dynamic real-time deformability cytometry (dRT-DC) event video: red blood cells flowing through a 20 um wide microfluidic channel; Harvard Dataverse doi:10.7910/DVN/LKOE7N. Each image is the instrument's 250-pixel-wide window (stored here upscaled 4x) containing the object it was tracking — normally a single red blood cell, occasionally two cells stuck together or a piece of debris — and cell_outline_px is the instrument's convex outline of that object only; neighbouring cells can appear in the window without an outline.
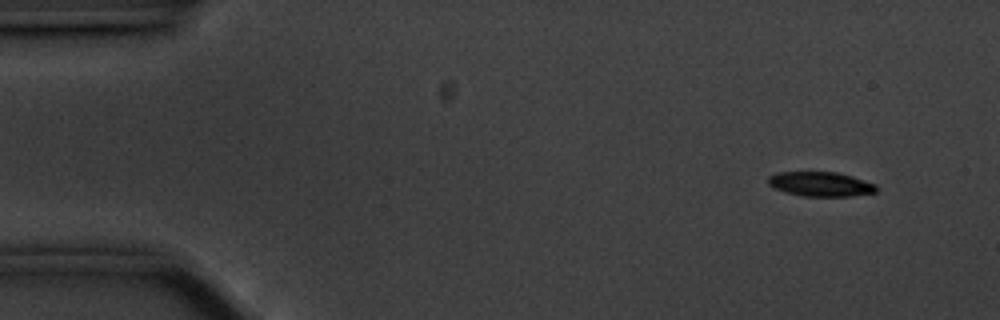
{"species": "common noctule bat (a hibernating species)", "species_latin": "Nyctalus noctula", "temperature_condition": "cold", "stored_images_in_passage": 53, "camera_frame_rate_fps": 3000, "um_per_image_px": 0.085, "animal": {"sex": "male", "body_mass_g": 20.1, "forearm_length_mm": 53.5}, "frame": {"image": 1, "passage_image": 1, "time_ms": 0.0, "image_size_px": [1000, 320], "cell_outline_px": [[876, 192], [852, 196], [804, 196], [784, 192], [768, 184], [768, 176], [776, 172], [836, 172], [852, 176], [876, 184]], "centroid_in_image_um": [69.74, 15.64], "position_along_channel_um": 15.3, "area_um2": 15.43}}
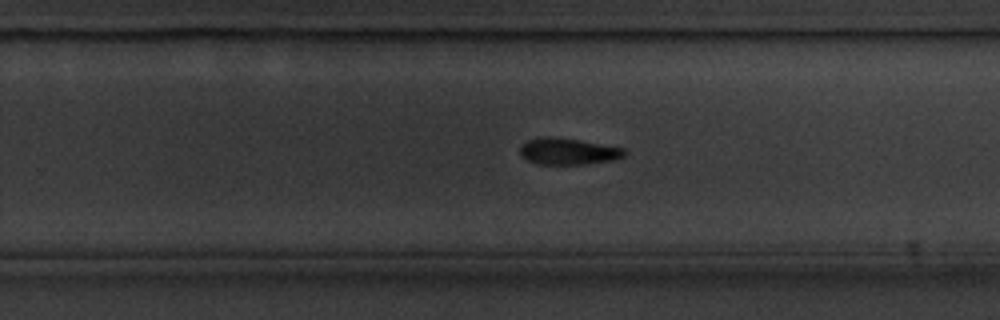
{"frame": {"image": 2, "passage_image": 32, "time_ms": 10.333, "image_size_px": [1000, 320], "cell_outline_px": [[628, 152], [624, 156], [612, 160], [588, 164], [536, 164], [520, 156], [520, 148], [528, 140], [540, 136], [548, 136], [576, 140], [624, 148]], "centroid_in_image_um": [48.28, 12.87], "position_along_channel_um": 281.5, "area_um2": 16.01}}
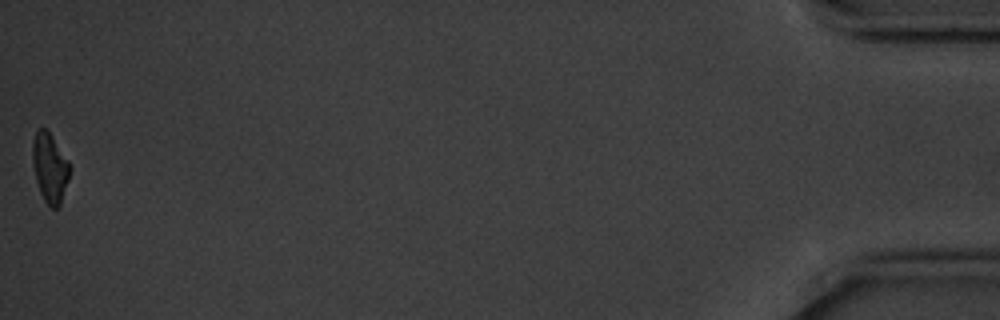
{"frame": {"image": 3, "passage_image": 53, "time_ms": 17.333, "image_size_px": [1000, 320], "cell_outline_px": [[72, 168], [60, 204], [56, 208], [52, 208], [44, 200], [40, 192], [36, 180], [32, 164], [32, 140], [36, 132], [40, 128], [44, 128], [52, 136], [68, 160]], "centroid_in_image_um": [4.23, 14.25], "position_along_channel_um": 431.0, "area_um2": 15.03}, "authors_computed_cell_mechanics": {"area_um2": 16.5886, "velocity_mm_per_s": 3.5204, "shape_relaxation_time_tau1_ms": 3.0082, "shape_relaxation_time_tau2_ms": null, "deformation_change_tau1": 0.1026, "deformation_change_tau2": null}}